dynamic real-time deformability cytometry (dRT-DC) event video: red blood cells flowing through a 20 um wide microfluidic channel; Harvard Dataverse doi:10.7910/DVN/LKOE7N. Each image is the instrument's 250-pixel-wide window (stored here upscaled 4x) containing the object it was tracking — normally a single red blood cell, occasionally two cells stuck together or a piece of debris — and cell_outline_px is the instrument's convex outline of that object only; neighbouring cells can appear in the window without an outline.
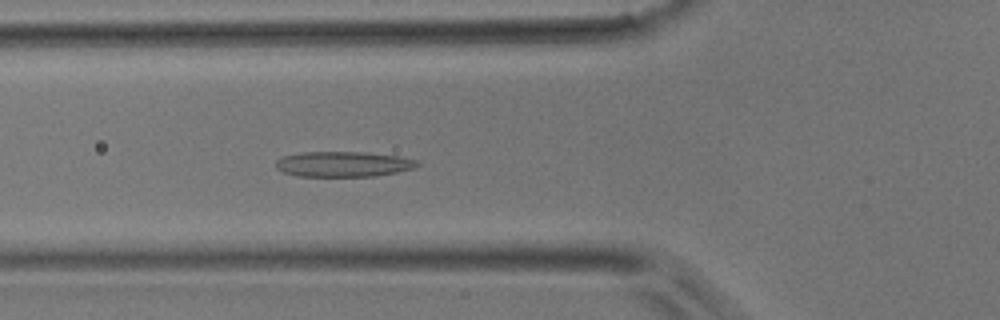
{"species": "common noctule bat (a hibernating species)", "species_latin": "Nyctalus noctula", "temperature_condition": "room temperature", "stored_images_in_passage": 43, "camera_frame_rate_fps": 3000, "um_per_image_px": 0.085, "animal": {"sex": "male", "body_mass_g": 17.9}, "frame": {"image": 1, "passage_image": 13, "time_ms": 4.0, "image_size_px": [1000, 320], "cell_outline_px": [[420, 164], [416, 168], [376, 176], [296, 176], [284, 172], [276, 168], [276, 160], [284, 156], [300, 152], [364, 152], [400, 156], [416, 160]], "centroid_in_image_um": [29.19, 13.95], "position_along_channel_um": 96.6, "area_um2": 20.92}}
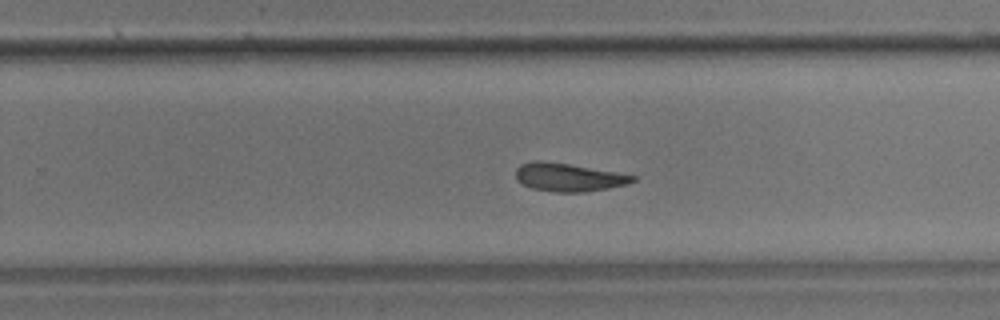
{"frame": {"image": 2, "passage_image": 26, "time_ms": 8.333, "image_size_px": [1000, 320], "cell_outline_px": [[636, 180], [628, 184], [608, 188], [584, 192], [556, 192], [532, 188], [516, 180], [516, 168], [520, 164], [532, 160], [540, 160], [568, 164], [636, 176]], "centroid_in_image_um": [48.28, 15.06], "position_along_channel_um": 281.5, "area_um2": 19.02}}
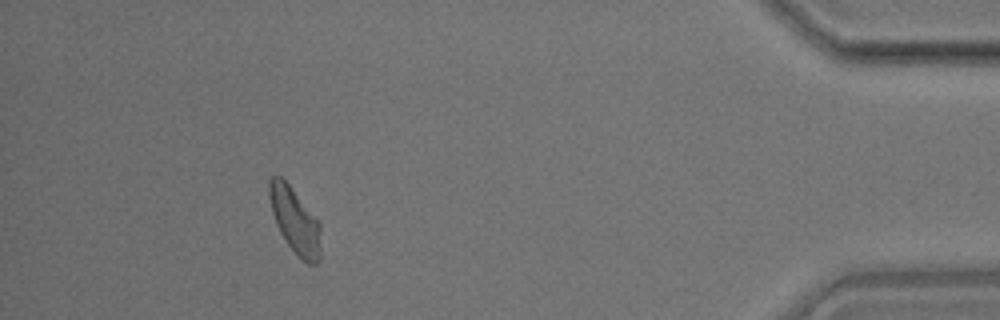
{"frame": {"image": 3, "passage_image": 39, "time_ms": 12.667, "image_size_px": [1000, 320], "cell_outline_px": [[320, 260], [316, 264], [308, 264], [288, 244], [280, 232], [276, 224], [272, 212], [268, 196], [268, 180], [272, 176], [280, 176], [288, 184], [320, 224]], "centroid_in_image_um": [25.04, 18.74], "position_along_channel_um": 410.2, "area_um2": 19.19}}